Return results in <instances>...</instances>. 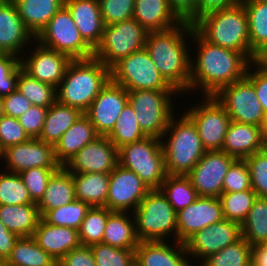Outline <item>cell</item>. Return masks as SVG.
Here are the masks:
<instances>
[{"label":"cell","mask_w":267,"mask_h":266,"mask_svg":"<svg viewBox=\"0 0 267 266\" xmlns=\"http://www.w3.org/2000/svg\"><path fill=\"white\" fill-rule=\"evenodd\" d=\"M192 42L198 45L195 61H190L191 90L202 91L204 96H215L223 87L242 79L250 61L238 51L213 45L193 27Z\"/></svg>","instance_id":"1"},{"label":"cell","mask_w":267,"mask_h":266,"mask_svg":"<svg viewBox=\"0 0 267 266\" xmlns=\"http://www.w3.org/2000/svg\"><path fill=\"white\" fill-rule=\"evenodd\" d=\"M193 25L182 21L164 31L148 32L145 49L164 80L181 94L190 84V61L185 37L192 35Z\"/></svg>","instance_id":"2"},{"label":"cell","mask_w":267,"mask_h":266,"mask_svg":"<svg viewBox=\"0 0 267 266\" xmlns=\"http://www.w3.org/2000/svg\"><path fill=\"white\" fill-rule=\"evenodd\" d=\"M193 26L209 43L241 52L250 62L258 60L251 51L248 19L241 2L226 9L207 13Z\"/></svg>","instance_id":"3"},{"label":"cell","mask_w":267,"mask_h":266,"mask_svg":"<svg viewBox=\"0 0 267 266\" xmlns=\"http://www.w3.org/2000/svg\"><path fill=\"white\" fill-rule=\"evenodd\" d=\"M110 79V69L98 59L72 60L56 88L57 101L85 113Z\"/></svg>","instance_id":"4"},{"label":"cell","mask_w":267,"mask_h":266,"mask_svg":"<svg viewBox=\"0 0 267 266\" xmlns=\"http://www.w3.org/2000/svg\"><path fill=\"white\" fill-rule=\"evenodd\" d=\"M181 116L179 120L171 117L161 138L170 137L161 142L168 175H187L206 152L194 122L184 111Z\"/></svg>","instance_id":"5"},{"label":"cell","mask_w":267,"mask_h":266,"mask_svg":"<svg viewBox=\"0 0 267 266\" xmlns=\"http://www.w3.org/2000/svg\"><path fill=\"white\" fill-rule=\"evenodd\" d=\"M132 215L139 241H165L172 233L177 241V213L159 189L150 190Z\"/></svg>","instance_id":"6"},{"label":"cell","mask_w":267,"mask_h":266,"mask_svg":"<svg viewBox=\"0 0 267 266\" xmlns=\"http://www.w3.org/2000/svg\"><path fill=\"white\" fill-rule=\"evenodd\" d=\"M162 141L146 137L118 148V164L135 172L151 190L159 189L167 176Z\"/></svg>","instance_id":"7"},{"label":"cell","mask_w":267,"mask_h":266,"mask_svg":"<svg viewBox=\"0 0 267 266\" xmlns=\"http://www.w3.org/2000/svg\"><path fill=\"white\" fill-rule=\"evenodd\" d=\"M148 31L134 18L105 25L93 58L111 69L121 59L145 48Z\"/></svg>","instance_id":"8"},{"label":"cell","mask_w":267,"mask_h":266,"mask_svg":"<svg viewBox=\"0 0 267 266\" xmlns=\"http://www.w3.org/2000/svg\"><path fill=\"white\" fill-rule=\"evenodd\" d=\"M128 102L136 112V119L147 137L161 139L174 115L171 97L176 90H130ZM175 93V94H174Z\"/></svg>","instance_id":"9"},{"label":"cell","mask_w":267,"mask_h":266,"mask_svg":"<svg viewBox=\"0 0 267 266\" xmlns=\"http://www.w3.org/2000/svg\"><path fill=\"white\" fill-rule=\"evenodd\" d=\"M35 41L68 55L72 60L93 58L94 49L81 36L65 5L50 19Z\"/></svg>","instance_id":"10"},{"label":"cell","mask_w":267,"mask_h":266,"mask_svg":"<svg viewBox=\"0 0 267 266\" xmlns=\"http://www.w3.org/2000/svg\"><path fill=\"white\" fill-rule=\"evenodd\" d=\"M111 80L130 90H175L160 75L144 48L121 59L110 69Z\"/></svg>","instance_id":"11"},{"label":"cell","mask_w":267,"mask_h":266,"mask_svg":"<svg viewBox=\"0 0 267 266\" xmlns=\"http://www.w3.org/2000/svg\"><path fill=\"white\" fill-rule=\"evenodd\" d=\"M215 97L224 106L231 121L264 127V110L252 81L246 75L223 87Z\"/></svg>","instance_id":"12"},{"label":"cell","mask_w":267,"mask_h":266,"mask_svg":"<svg viewBox=\"0 0 267 266\" xmlns=\"http://www.w3.org/2000/svg\"><path fill=\"white\" fill-rule=\"evenodd\" d=\"M203 101L184 112L196 125L206 151L222 150L231 119L215 96H203Z\"/></svg>","instance_id":"13"},{"label":"cell","mask_w":267,"mask_h":266,"mask_svg":"<svg viewBox=\"0 0 267 266\" xmlns=\"http://www.w3.org/2000/svg\"><path fill=\"white\" fill-rule=\"evenodd\" d=\"M235 160L221 150L206 151L187 174L198 196L219 197L227 171Z\"/></svg>","instance_id":"14"},{"label":"cell","mask_w":267,"mask_h":266,"mask_svg":"<svg viewBox=\"0 0 267 266\" xmlns=\"http://www.w3.org/2000/svg\"><path fill=\"white\" fill-rule=\"evenodd\" d=\"M109 190L106 208L110 211L129 212L140 205L151 190L133 171L121 167L119 164L109 174Z\"/></svg>","instance_id":"15"},{"label":"cell","mask_w":267,"mask_h":266,"mask_svg":"<svg viewBox=\"0 0 267 266\" xmlns=\"http://www.w3.org/2000/svg\"><path fill=\"white\" fill-rule=\"evenodd\" d=\"M127 103V90L110 79L84 114L99 136H108Z\"/></svg>","instance_id":"16"},{"label":"cell","mask_w":267,"mask_h":266,"mask_svg":"<svg viewBox=\"0 0 267 266\" xmlns=\"http://www.w3.org/2000/svg\"><path fill=\"white\" fill-rule=\"evenodd\" d=\"M242 237L239 223L223 219L195 232L185 242L188 256L202 259L235 243Z\"/></svg>","instance_id":"17"},{"label":"cell","mask_w":267,"mask_h":266,"mask_svg":"<svg viewBox=\"0 0 267 266\" xmlns=\"http://www.w3.org/2000/svg\"><path fill=\"white\" fill-rule=\"evenodd\" d=\"M118 165V148L107 136H98L85 145L64 167L72 174H110Z\"/></svg>","instance_id":"18"},{"label":"cell","mask_w":267,"mask_h":266,"mask_svg":"<svg viewBox=\"0 0 267 266\" xmlns=\"http://www.w3.org/2000/svg\"><path fill=\"white\" fill-rule=\"evenodd\" d=\"M7 162L6 171L21 173L27 169L40 168H61L55 157L54 146L40 141L30 139L27 142L10 146L3 150L2 160Z\"/></svg>","instance_id":"19"},{"label":"cell","mask_w":267,"mask_h":266,"mask_svg":"<svg viewBox=\"0 0 267 266\" xmlns=\"http://www.w3.org/2000/svg\"><path fill=\"white\" fill-rule=\"evenodd\" d=\"M223 219L219 197L199 196L195 202L177 213V241L184 243L195 232Z\"/></svg>","instance_id":"20"},{"label":"cell","mask_w":267,"mask_h":266,"mask_svg":"<svg viewBox=\"0 0 267 266\" xmlns=\"http://www.w3.org/2000/svg\"><path fill=\"white\" fill-rule=\"evenodd\" d=\"M28 59L20 58L22 69L41 82L57 88L64 78L65 71L72 59L61 52L40 45L31 51Z\"/></svg>","instance_id":"21"},{"label":"cell","mask_w":267,"mask_h":266,"mask_svg":"<svg viewBox=\"0 0 267 266\" xmlns=\"http://www.w3.org/2000/svg\"><path fill=\"white\" fill-rule=\"evenodd\" d=\"M35 41V36L26 27L13 1L0 2V53L20 58L25 45Z\"/></svg>","instance_id":"22"},{"label":"cell","mask_w":267,"mask_h":266,"mask_svg":"<svg viewBox=\"0 0 267 266\" xmlns=\"http://www.w3.org/2000/svg\"><path fill=\"white\" fill-rule=\"evenodd\" d=\"M175 243L172 247L166 240L139 241L135 249V266H194L187 260L189 257H186L188 252L185 244Z\"/></svg>","instance_id":"23"},{"label":"cell","mask_w":267,"mask_h":266,"mask_svg":"<svg viewBox=\"0 0 267 266\" xmlns=\"http://www.w3.org/2000/svg\"><path fill=\"white\" fill-rule=\"evenodd\" d=\"M265 147L263 127L231 121L221 151L235 159L245 160Z\"/></svg>","instance_id":"24"},{"label":"cell","mask_w":267,"mask_h":266,"mask_svg":"<svg viewBox=\"0 0 267 266\" xmlns=\"http://www.w3.org/2000/svg\"><path fill=\"white\" fill-rule=\"evenodd\" d=\"M32 237L57 262L68 252L81 246L78 230L52 225L42 218Z\"/></svg>","instance_id":"25"},{"label":"cell","mask_w":267,"mask_h":266,"mask_svg":"<svg viewBox=\"0 0 267 266\" xmlns=\"http://www.w3.org/2000/svg\"><path fill=\"white\" fill-rule=\"evenodd\" d=\"M64 5L71 13L83 39L93 48L100 43L104 22L98 0H65Z\"/></svg>","instance_id":"26"},{"label":"cell","mask_w":267,"mask_h":266,"mask_svg":"<svg viewBox=\"0 0 267 266\" xmlns=\"http://www.w3.org/2000/svg\"><path fill=\"white\" fill-rule=\"evenodd\" d=\"M133 18L148 32L168 30L182 22L168 0H135Z\"/></svg>","instance_id":"27"},{"label":"cell","mask_w":267,"mask_h":266,"mask_svg":"<svg viewBox=\"0 0 267 266\" xmlns=\"http://www.w3.org/2000/svg\"><path fill=\"white\" fill-rule=\"evenodd\" d=\"M99 135L89 118L83 113L75 123L60 137L54 146L55 157L64 167L85 145Z\"/></svg>","instance_id":"28"},{"label":"cell","mask_w":267,"mask_h":266,"mask_svg":"<svg viewBox=\"0 0 267 266\" xmlns=\"http://www.w3.org/2000/svg\"><path fill=\"white\" fill-rule=\"evenodd\" d=\"M75 199V183L72 173L65 167H61L50 178L37 207L42 217L47 211L69 204Z\"/></svg>","instance_id":"29"},{"label":"cell","mask_w":267,"mask_h":266,"mask_svg":"<svg viewBox=\"0 0 267 266\" xmlns=\"http://www.w3.org/2000/svg\"><path fill=\"white\" fill-rule=\"evenodd\" d=\"M65 0H13L26 27L36 37L62 8Z\"/></svg>","instance_id":"30"},{"label":"cell","mask_w":267,"mask_h":266,"mask_svg":"<svg viewBox=\"0 0 267 266\" xmlns=\"http://www.w3.org/2000/svg\"><path fill=\"white\" fill-rule=\"evenodd\" d=\"M41 219L37 204L0 205V220L19 237H32Z\"/></svg>","instance_id":"31"},{"label":"cell","mask_w":267,"mask_h":266,"mask_svg":"<svg viewBox=\"0 0 267 266\" xmlns=\"http://www.w3.org/2000/svg\"><path fill=\"white\" fill-rule=\"evenodd\" d=\"M75 183V198L90 207H105L109 190V174H72Z\"/></svg>","instance_id":"32"},{"label":"cell","mask_w":267,"mask_h":266,"mask_svg":"<svg viewBox=\"0 0 267 266\" xmlns=\"http://www.w3.org/2000/svg\"><path fill=\"white\" fill-rule=\"evenodd\" d=\"M82 114L83 113L79 109L56 101L48 108L43 129L38 139L55 146L62 134L65 133Z\"/></svg>","instance_id":"33"},{"label":"cell","mask_w":267,"mask_h":266,"mask_svg":"<svg viewBox=\"0 0 267 266\" xmlns=\"http://www.w3.org/2000/svg\"><path fill=\"white\" fill-rule=\"evenodd\" d=\"M126 212L113 211L107 219L102 243L122 249H136L135 218L131 221Z\"/></svg>","instance_id":"34"},{"label":"cell","mask_w":267,"mask_h":266,"mask_svg":"<svg viewBox=\"0 0 267 266\" xmlns=\"http://www.w3.org/2000/svg\"><path fill=\"white\" fill-rule=\"evenodd\" d=\"M5 266H57V261L38 246L33 237H19Z\"/></svg>","instance_id":"35"},{"label":"cell","mask_w":267,"mask_h":266,"mask_svg":"<svg viewBox=\"0 0 267 266\" xmlns=\"http://www.w3.org/2000/svg\"><path fill=\"white\" fill-rule=\"evenodd\" d=\"M246 10L251 51L259 57L267 50V2H241Z\"/></svg>","instance_id":"36"},{"label":"cell","mask_w":267,"mask_h":266,"mask_svg":"<svg viewBox=\"0 0 267 266\" xmlns=\"http://www.w3.org/2000/svg\"><path fill=\"white\" fill-rule=\"evenodd\" d=\"M161 193L178 213L199 197L187 175H168L159 187Z\"/></svg>","instance_id":"37"},{"label":"cell","mask_w":267,"mask_h":266,"mask_svg":"<svg viewBox=\"0 0 267 266\" xmlns=\"http://www.w3.org/2000/svg\"><path fill=\"white\" fill-rule=\"evenodd\" d=\"M242 237L251 245L267 240V198L257 197L241 224Z\"/></svg>","instance_id":"38"},{"label":"cell","mask_w":267,"mask_h":266,"mask_svg":"<svg viewBox=\"0 0 267 266\" xmlns=\"http://www.w3.org/2000/svg\"><path fill=\"white\" fill-rule=\"evenodd\" d=\"M17 89L35 106L49 108L57 101L56 88L53 85L30 76L22 67L17 80Z\"/></svg>","instance_id":"39"},{"label":"cell","mask_w":267,"mask_h":266,"mask_svg":"<svg viewBox=\"0 0 267 266\" xmlns=\"http://www.w3.org/2000/svg\"><path fill=\"white\" fill-rule=\"evenodd\" d=\"M107 137L117 148L147 137L140 128L136 112L129 102L120 113L113 130Z\"/></svg>","instance_id":"40"},{"label":"cell","mask_w":267,"mask_h":266,"mask_svg":"<svg viewBox=\"0 0 267 266\" xmlns=\"http://www.w3.org/2000/svg\"><path fill=\"white\" fill-rule=\"evenodd\" d=\"M251 258L252 246L241 237L235 243L206 257L200 266H249Z\"/></svg>","instance_id":"41"},{"label":"cell","mask_w":267,"mask_h":266,"mask_svg":"<svg viewBox=\"0 0 267 266\" xmlns=\"http://www.w3.org/2000/svg\"><path fill=\"white\" fill-rule=\"evenodd\" d=\"M113 211L106 207H90L78 229L81 245L92 246L102 243L108 216Z\"/></svg>","instance_id":"42"},{"label":"cell","mask_w":267,"mask_h":266,"mask_svg":"<svg viewBox=\"0 0 267 266\" xmlns=\"http://www.w3.org/2000/svg\"><path fill=\"white\" fill-rule=\"evenodd\" d=\"M219 198L222 204L224 219L241 225L252 208L257 195L250 189L241 192L222 193Z\"/></svg>","instance_id":"43"},{"label":"cell","mask_w":267,"mask_h":266,"mask_svg":"<svg viewBox=\"0 0 267 266\" xmlns=\"http://www.w3.org/2000/svg\"><path fill=\"white\" fill-rule=\"evenodd\" d=\"M90 206L80 200L47 211L41 218L52 225L78 230Z\"/></svg>","instance_id":"44"},{"label":"cell","mask_w":267,"mask_h":266,"mask_svg":"<svg viewBox=\"0 0 267 266\" xmlns=\"http://www.w3.org/2000/svg\"><path fill=\"white\" fill-rule=\"evenodd\" d=\"M37 204L18 173H0V205Z\"/></svg>","instance_id":"45"},{"label":"cell","mask_w":267,"mask_h":266,"mask_svg":"<svg viewBox=\"0 0 267 266\" xmlns=\"http://www.w3.org/2000/svg\"><path fill=\"white\" fill-rule=\"evenodd\" d=\"M97 266H135V249L99 243L90 246Z\"/></svg>","instance_id":"46"},{"label":"cell","mask_w":267,"mask_h":266,"mask_svg":"<svg viewBox=\"0 0 267 266\" xmlns=\"http://www.w3.org/2000/svg\"><path fill=\"white\" fill-rule=\"evenodd\" d=\"M245 161L249 169L252 190L257 197L267 198V147L248 156Z\"/></svg>","instance_id":"47"},{"label":"cell","mask_w":267,"mask_h":266,"mask_svg":"<svg viewBox=\"0 0 267 266\" xmlns=\"http://www.w3.org/2000/svg\"><path fill=\"white\" fill-rule=\"evenodd\" d=\"M60 168H40L35 167L19 173L31 199L38 203L44 195L47 184L52 175Z\"/></svg>","instance_id":"48"},{"label":"cell","mask_w":267,"mask_h":266,"mask_svg":"<svg viewBox=\"0 0 267 266\" xmlns=\"http://www.w3.org/2000/svg\"><path fill=\"white\" fill-rule=\"evenodd\" d=\"M20 58L0 53V97H6L17 89L20 73Z\"/></svg>","instance_id":"49"},{"label":"cell","mask_w":267,"mask_h":266,"mask_svg":"<svg viewBox=\"0 0 267 266\" xmlns=\"http://www.w3.org/2000/svg\"><path fill=\"white\" fill-rule=\"evenodd\" d=\"M104 25L133 18L135 0H98Z\"/></svg>","instance_id":"50"},{"label":"cell","mask_w":267,"mask_h":266,"mask_svg":"<svg viewBox=\"0 0 267 266\" xmlns=\"http://www.w3.org/2000/svg\"><path fill=\"white\" fill-rule=\"evenodd\" d=\"M251 179L245 160L236 159L227 171L223 181L222 193L250 190Z\"/></svg>","instance_id":"51"},{"label":"cell","mask_w":267,"mask_h":266,"mask_svg":"<svg viewBox=\"0 0 267 266\" xmlns=\"http://www.w3.org/2000/svg\"><path fill=\"white\" fill-rule=\"evenodd\" d=\"M18 118L4 115L0 118V148L2 151L10 146L30 140Z\"/></svg>","instance_id":"52"},{"label":"cell","mask_w":267,"mask_h":266,"mask_svg":"<svg viewBox=\"0 0 267 266\" xmlns=\"http://www.w3.org/2000/svg\"><path fill=\"white\" fill-rule=\"evenodd\" d=\"M48 108L32 105L24 114L18 117L19 123L32 139H38L46 119Z\"/></svg>","instance_id":"53"},{"label":"cell","mask_w":267,"mask_h":266,"mask_svg":"<svg viewBox=\"0 0 267 266\" xmlns=\"http://www.w3.org/2000/svg\"><path fill=\"white\" fill-rule=\"evenodd\" d=\"M252 65L257 66V69L254 72L251 71V73L250 68L253 70ZM249 66L246 71V76L252 81L256 96L267 117V68L258 60L250 62Z\"/></svg>","instance_id":"54"},{"label":"cell","mask_w":267,"mask_h":266,"mask_svg":"<svg viewBox=\"0 0 267 266\" xmlns=\"http://www.w3.org/2000/svg\"><path fill=\"white\" fill-rule=\"evenodd\" d=\"M57 266H97L89 246L81 245L63 256Z\"/></svg>","instance_id":"55"},{"label":"cell","mask_w":267,"mask_h":266,"mask_svg":"<svg viewBox=\"0 0 267 266\" xmlns=\"http://www.w3.org/2000/svg\"><path fill=\"white\" fill-rule=\"evenodd\" d=\"M5 115L18 118L31 108L32 103L18 89L3 97Z\"/></svg>","instance_id":"56"},{"label":"cell","mask_w":267,"mask_h":266,"mask_svg":"<svg viewBox=\"0 0 267 266\" xmlns=\"http://www.w3.org/2000/svg\"><path fill=\"white\" fill-rule=\"evenodd\" d=\"M168 4L182 21L192 25L197 21L198 0H168Z\"/></svg>","instance_id":"57"},{"label":"cell","mask_w":267,"mask_h":266,"mask_svg":"<svg viewBox=\"0 0 267 266\" xmlns=\"http://www.w3.org/2000/svg\"><path fill=\"white\" fill-rule=\"evenodd\" d=\"M19 236L11 232L0 220V262H5Z\"/></svg>","instance_id":"58"},{"label":"cell","mask_w":267,"mask_h":266,"mask_svg":"<svg viewBox=\"0 0 267 266\" xmlns=\"http://www.w3.org/2000/svg\"><path fill=\"white\" fill-rule=\"evenodd\" d=\"M240 2L241 0H198L197 20L207 13L226 9Z\"/></svg>","instance_id":"59"},{"label":"cell","mask_w":267,"mask_h":266,"mask_svg":"<svg viewBox=\"0 0 267 266\" xmlns=\"http://www.w3.org/2000/svg\"><path fill=\"white\" fill-rule=\"evenodd\" d=\"M252 257L260 264L267 265V247L263 244L252 246Z\"/></svg>","instance_id":"60"},{"label":"cell","mask_w":267,"mask_h":266,"mask_svg":"<svg viewBox=\"0 0 267 266\" xmlns=\"http://www.w3.org/2000/svg\"><path fill=\"white\" fill-rule=\"evenodd\" d=\"M258 61L267 68V50L258 57Z\"/></svg>","instance_id":"61"},{"label":"cell","mask_w":267,"mask_h":266,"mask_svg":"<svg viewBox=\"0 0 267 266\" xmlns=\"http://www.w3.org/2000/svg\"><path fill=\"white\" fill-rule=\"evenodd\" d=\"M263 134H264L265 145L267 147V117H266L265 124L263 127Z\"/></svg>","instance_id":"62"},{"label":"cell","mask_w":267,"mask_h":266,"mask_svg":"<svg viewBox=\"0 0 267 266\" xmlns=\"http://www.w3.org/2000/svg\"><path fill=\"white\" fill-rule=\"evenodd\" d=\"M5 115L3 99L0 97V118Z\"/></svg>","instance_id":"63"},{"label":"cell","mask_w":267,"mask_h":266,"mask_svg":"<svg viewBox=\"0 0 267 266\" xmlns=\"http://www.w3.org/2000/svg\"><path fill=\"white\" fill-rule=\"evenodd\" d=\"M249 266H267V265H262L260 263H258L253 257L250 260V264Z\"/></svg>","instance_id":"64"},{"label":"cell","mask_w":267,"mask_h":266,"mask_svg":"<svg viewBox=\"0 0 267 266\" xmlns=\"http://www.w3.org/2000/svg\"><path fill=\"white\" fill-rule=\"evenodd\" d=\"M241 2H267V0H241Z\"/></svg>","instance_id":"65"},{"label":"cell","mask_w":267,"mask_h":266,"mask_svg":"<svg viewBox=\"0 0 267 266\" xmlns=\"http://www.w3.org/2000/svg\"><path fill=\"white\" fill-rule=\"evenodd\" d=\"M265 247H267V240L262 243Z\"/></svg>","instance_id":"66"},{"label":"cell","mask_w":267,"mask_h":266,"mask_svg":"<svg viewBox=\"0 0 267 266\" xmlns=\"http://www.w3.org/2000/svg\"><path fill=\"white\" fill-rule=\"evenodd\" d=\"M2 149L0 148V158H2Z\"/></svg>","instance_id":"67"},{"label":"cell","mask_w":267,"mask_h":266,"mask_svg":"<svg viewBox=\"0 0 267 266\" xmlns=\"http://www.w3.org/2000/svg\"><path fill=\"white\" fill-rule=\"evenodd\" d=\"M0 266H5L4 262H0Z\"/></svg>","instance_id":"68"}]
</instances>
